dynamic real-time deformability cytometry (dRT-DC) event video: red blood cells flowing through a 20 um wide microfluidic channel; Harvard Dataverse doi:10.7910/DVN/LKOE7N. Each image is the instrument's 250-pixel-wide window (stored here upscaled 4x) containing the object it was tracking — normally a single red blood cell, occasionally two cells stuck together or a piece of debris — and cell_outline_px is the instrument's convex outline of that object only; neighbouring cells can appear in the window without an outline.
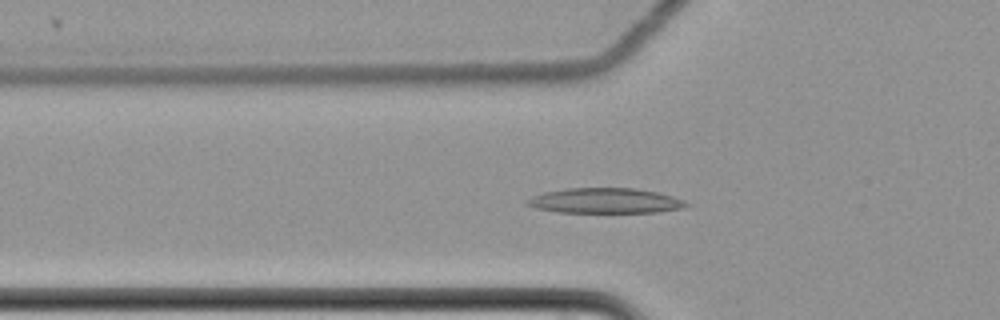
{"species": "common noctule bat (a hibernating species)", "species_latin": "Nyctalus noctula", "temperature_condition": "cold", "stored_images_in_passage": 62, "camera_frame_rate_fps": 3000, "um_per_image_px": 0.085, "animal": {"sex": "female", "body_mass_g": 22.7, "forearm_length_mm": 54.2}, "frame": {"image": 1, "passage_image": 23, "time_ms": 7.333, "image_size_px": [1000, 320], "cell_outline_px": [[692, 204], [684, 208], [656, 212], [556, 212], [536, 208], [524, 204], [524, 200], [532, 196], [544, 192], [564, 188], [636, 188], [656, 192], [672, 196], [684, 200]], "centroid_in_image_um": [51.42, 17.06], "position_along_channel_um": 74.4, "area_um2": 23.52}}
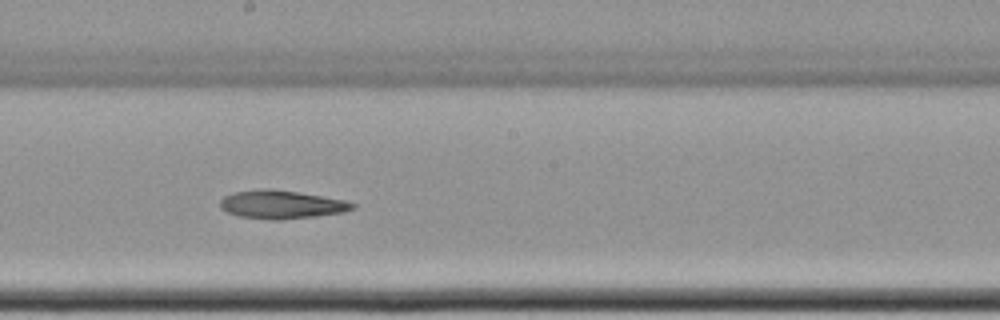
{"frame": {"image": 2, "passage_image": 36, "time_ms": 11.667, "image_size_px": [1000, 320], "cell_outline_px": [[356, 208], [344, 212], [316, 216], [284, 220], [272, 220], [240, 216], [228, 212], [220, 208], [220, 200], [224, 196], [232, 192], [256, 188], [268, 188], [296, 192], [344, 200], [356, 204]], "centroid_in_image_um": [23.9, 17.38], "position_along_channel_um": 224.3, "area_um2": 21.96}}
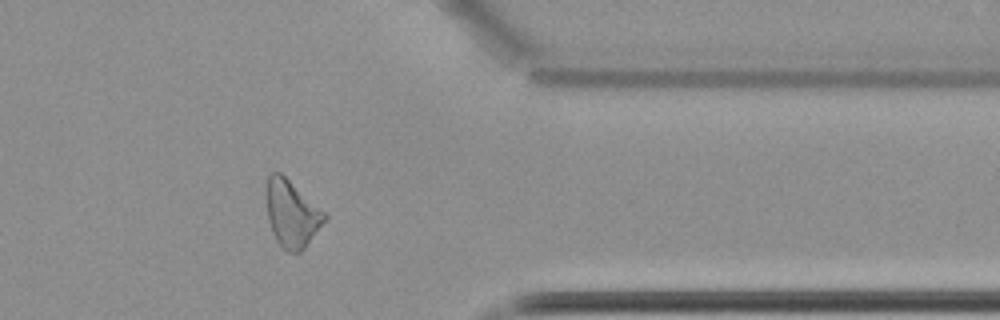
{"frame": {"image": 3, "passage_image": 51, "time_ms": 16.667, "image_size_px": [1000, 320], "cell_outline_px": [[328, 216], [304, 248], [300, 252], [288, 252], [276, 240], [272, 232], [268, 220], [264, 192], [268, 176], [272, 172], [280, 172], [324, 212]], "centroid_in_image_um": [24.74, 18.14], "position_along_channel_um": 386.7, "area_um2": 22.43}}